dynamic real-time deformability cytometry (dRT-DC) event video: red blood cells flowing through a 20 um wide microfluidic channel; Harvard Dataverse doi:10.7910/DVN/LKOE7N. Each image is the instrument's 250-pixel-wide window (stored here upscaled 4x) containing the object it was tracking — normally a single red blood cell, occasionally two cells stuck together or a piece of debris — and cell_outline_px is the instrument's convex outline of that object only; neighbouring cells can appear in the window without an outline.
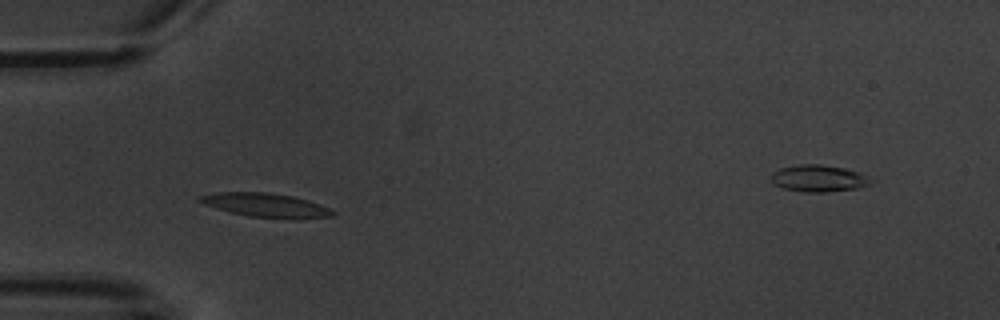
{"species": "common noctule bat (a hibernating species)", "species_latin": "Nyctalus noctula", "temperature_condition": "warm", "stored_images_in_passage": 3, "camera_frame_rate_fps": 3000, "um_per_image_px": 0.085, "animal": {"sex": "male", "body_mass_g": 20.1, "forearm_length_mm": 53.5}, "frame": {"image": 1, "passage_image": 2, "time_ms": 1.333, "image_size_px": [1000, 320], "cell_outline_px": [[336, 212], [332, 216], [300, 220], [292, 220], [248, 216], [216, 208], [204, 204], [196, 200], [196, 196], [216, 192], [268, 192], [292, 196], [308, 200], [328, 208]], "centroid_in_image_um": [22.59, 17.45], "position_along_channel_um": 62.4, "area_um2": 18.84}}